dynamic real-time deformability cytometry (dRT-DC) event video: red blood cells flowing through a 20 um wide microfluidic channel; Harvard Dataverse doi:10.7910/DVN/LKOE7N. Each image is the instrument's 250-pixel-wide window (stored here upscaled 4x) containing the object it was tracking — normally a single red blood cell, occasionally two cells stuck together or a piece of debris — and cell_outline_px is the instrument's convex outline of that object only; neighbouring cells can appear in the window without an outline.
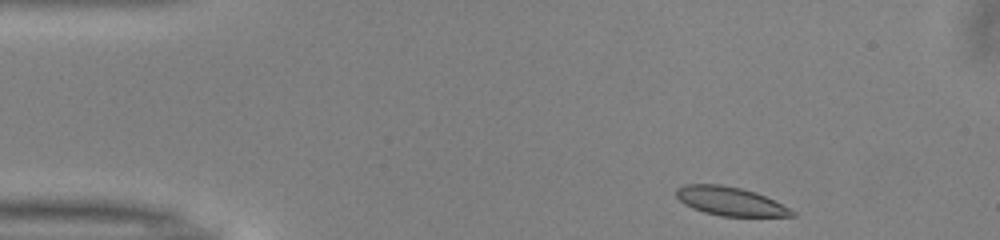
{"species": "common noctule bat (a hibernating species)", "species_latin": "Nyctalus noctula", "temperature_condition": "warm", "stored_images_in_passage": 45, "camera_frame_rate_fps": 3000, "um_per_image_px": 0.085, "animal": {"sex": "male", "body_mass_g": 13.0, "forearm_length_mm": 53.1}, "frame": {"image": 1, "passage_image": 1, "time_ms": 0.0, "image_size_px": [1000, 240], "cell_outline_px": [[796, 216], [720, 216], [704, 212], [692, 208], [684, 204], [676, 196], [676, 188], [684, 184], [720, 184], [740, 188], [756, 192], [796, 212]], "centroid_in_image_um": [62.02, 17.1], "position_along_channel_um": 23.0, "area_um2": 19.19}}
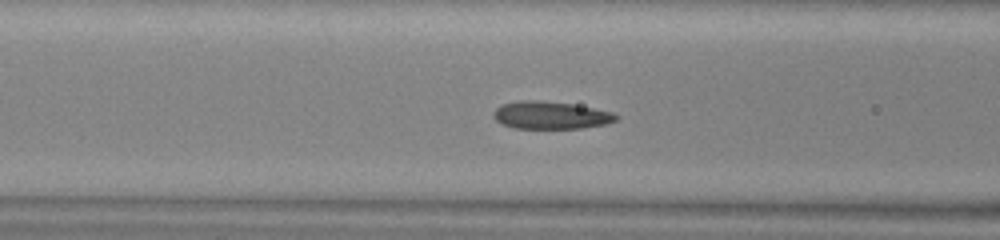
{"frame": {"image": 2, "passage_image": 14, "time_ms": 4.333, "image_size_px": [1000, 240], "cell_outline_px": [[620, 116], [616, 120], [604, 124], [580, 128], [516, 128], [500, 124], [492, 116], [492, 112], [500, 104], [520, 100], [540, 100], [572, 104], [612, 112]], "centroid_in_image_um": [46.74, 9.78], "position_along_channel_um": 119.9, "area_um2": 19.71}}
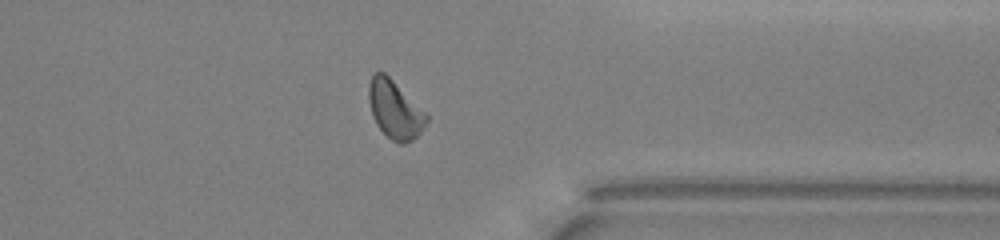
{"frame": {"image": 3, "passage_image": 34, "time_ms": 11.0, "image_size_px": [1000, 240], "cell_outline_px": [[428, 120], [420, 132], [412, 140], [404, 144], [400, 144], [392, 140], [376, 124], [372, 116], [368, 100], [368, 84], [372, 72], [384, 72], [428, 112]], "centroid_in_image_um": [33.57, 9.28], "position_along_channel_um": 377.8, "area_um2": 19.83}, "authors_computed_cell_mechanics": {"area_um2": 19.5364, "velocity_mm_per_s": 4.0036, "shape_relaxation_time_tau1_ms": 3.4312, "shape_relaxation_time_tau2_ms": 1.5716, "deformation_change_tau1": 0.1312, "deformation_change_tau2": 0.0778}}